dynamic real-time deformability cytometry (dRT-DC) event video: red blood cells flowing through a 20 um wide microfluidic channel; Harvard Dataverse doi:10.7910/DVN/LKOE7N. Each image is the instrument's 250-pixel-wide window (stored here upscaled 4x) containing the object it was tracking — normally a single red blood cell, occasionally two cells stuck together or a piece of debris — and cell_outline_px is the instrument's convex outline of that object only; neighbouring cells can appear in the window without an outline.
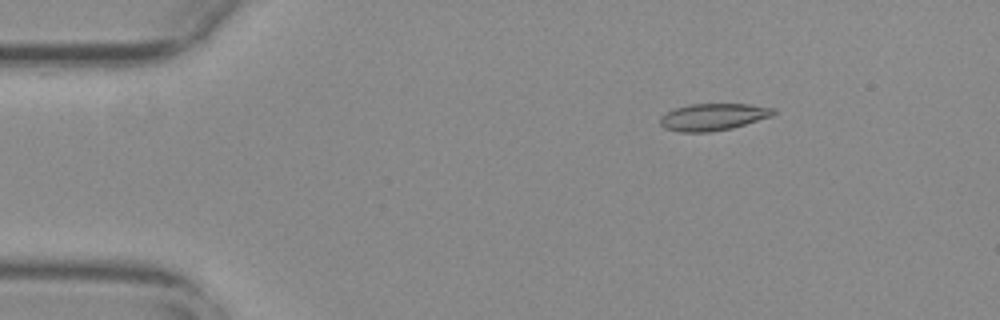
{"species": "common noctule bat (a hibernating species)", "species_latin": "Nyctalus noctula", "temperature_condition": "warm", "stored_images_in_passage": 56, "camera_frame_rate_fps": 3000, "um_per_image_px": 0.085, "animal": {"sex": "female", "body_mass_g": 29.2, "forearm_length_mm": 56.3}, "frame": {"image": 1, "passage_image": 9, "time_ms": 2.667, "image_size_px": [1000, 320], "cell_outline_px": [[776, 112], [772, 116], [732, 128], [712, 132], [680, 132], [664, 128], [660, 124], [660, 116], [676, 108], [692, 104], [748, 104], [776, 108]], "centroid_in_image_um": [60.63, 9.94], "position_along_channel_um": 24.4, "area_um2": 17.8}}
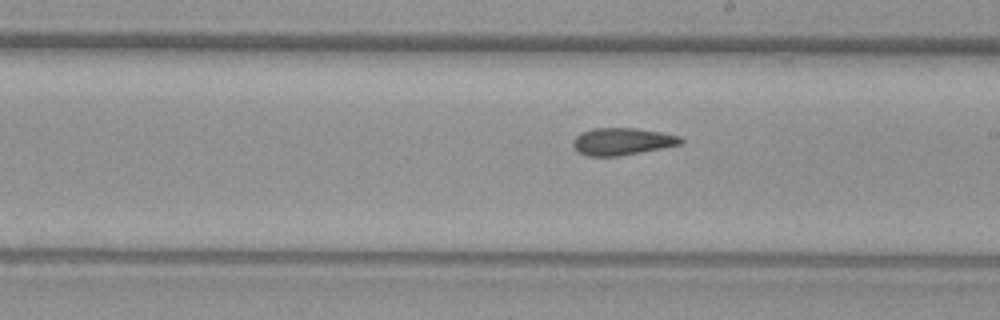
{"frame": {"image": 2, "passage_image": 32, "time_ms": 10.333, "image_size_px": [1000, 320], "cell_outline_px": [[684, 144], [620, 156], [588, 156], [576, 152], [572, 144], [572, 140], [580, 132], [592, 128], [636, 128], [660, 132], [680, 136], [684, 140]], "centroid_in_image_um": [52.87, 12.03], "position_along_channel_um": 236.1, "area_um2": 17.34}}
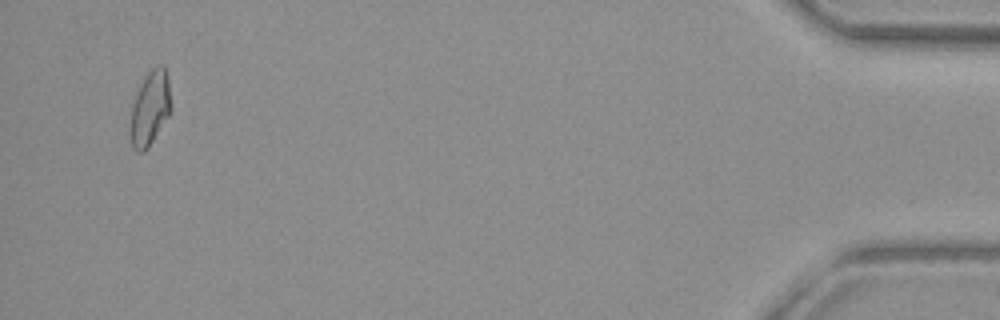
{"frame": {"image": 3, "passage_image": 54, "time_ms": 17.667, "image_size_px": [1000, 320], "cell_outline_px": [[172, 108], [168, 116], [148, 148], [144, 152], [136, 152], [132, 148], [128, 132], [132, 104], [136, 92], [144, 76], [156, 64], [164, 64], [168, 80]], "centroid_in_image_um": [12.72, 9.21], "position_along_channel_um": 422.5, "area_um2": 18.15}, "authors_computed_cell_mechanics": {"area_um2": 17.3978, "velocity_mm_per_s": 3.7328, "shape_relaxation_time_tau1_ms": null, "shape_relaxation_time_tau2_ms": 2.8837, "deformation_change_tau1": null, "deformation_change_tau2": 0.1027}}